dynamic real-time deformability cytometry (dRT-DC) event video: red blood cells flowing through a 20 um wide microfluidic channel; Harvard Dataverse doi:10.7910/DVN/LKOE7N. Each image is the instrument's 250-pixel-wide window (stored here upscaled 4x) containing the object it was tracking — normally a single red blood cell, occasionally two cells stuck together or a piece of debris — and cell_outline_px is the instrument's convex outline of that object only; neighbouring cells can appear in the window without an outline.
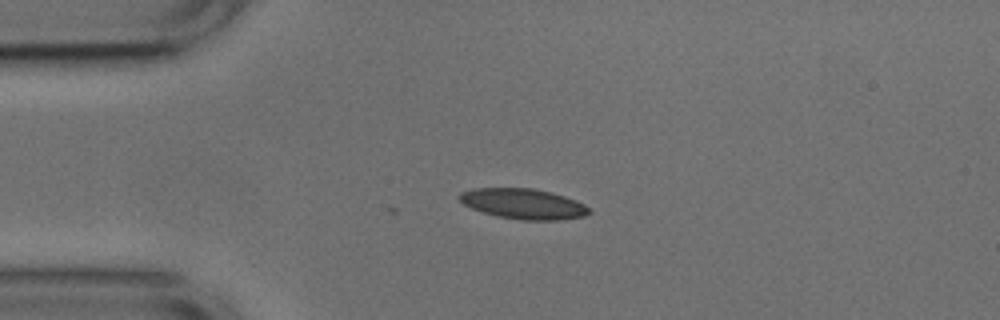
{"species": "common noctule bat (a hibernating species)", "species_latin": "Nyctalus noctula", "temperature_condition": "cold", "stored_images_in_passage": 5, "camera_frame_rate_fps": 3000, "um_per_image_px": 0.085, "animal": {"sex": "male", "body_mass_g": 17.9, "forearm_length_mm": 54.2}, "frame": {"image": 1, "passage_image": 1, "time_ms": 0.0, "image_size_px": [1000, 320], "cell_outline_px": [[592, 212], [584, 216], [560, 220], [524, 220], [496, 216], [472, 208], [464, 204], [456, 196], [460, 192], [476, 188], [532, 188], [564, 196], [576, 200], [584, 204]], "centroid_in_image_um": [44.48, 17.32], "position_along_channel_um": 40.5, "area_um2": 22.83}}